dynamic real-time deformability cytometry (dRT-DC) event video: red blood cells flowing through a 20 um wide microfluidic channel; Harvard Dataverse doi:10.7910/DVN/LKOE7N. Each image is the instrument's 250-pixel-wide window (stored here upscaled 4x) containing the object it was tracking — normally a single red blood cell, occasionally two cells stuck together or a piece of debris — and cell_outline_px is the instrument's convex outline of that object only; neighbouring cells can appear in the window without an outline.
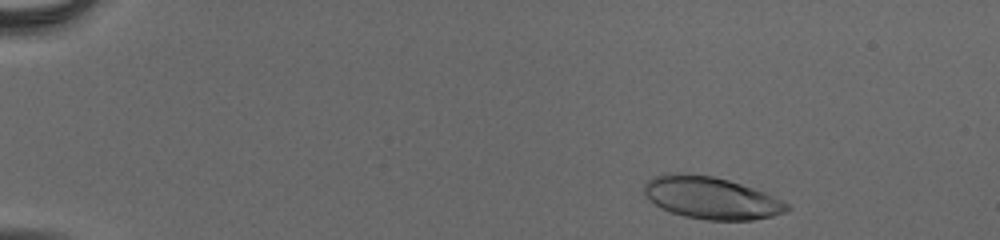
{"species": "human", "species_latin": "Homo sapiens", "temperature_condition": "cold", "stored_images_in_passage": 50, "camera_frame_rate_fps": 3000, "um_per_image_px": 0.085, "donor": {"sex": "male"}, "frame": {"image": 1, "passage_image": 3, "time_ms": 0.667, "image_size_px": [1000, 240], "cell_outline_px": [[792, 208], [788, 212], [772, 216], [752, 220], [704, 220], [684, 216], [660, 208], [648, 200], [644, 196], [644, 184], [652, 176], [668, 172], [680, 172], [712, 176], [728, 180], [764, 192], [788, 204]], "centroid_in_image_um": [60.4, 16.82], "position_along_channel_um": 24.6, "area_um2": 35.37}}
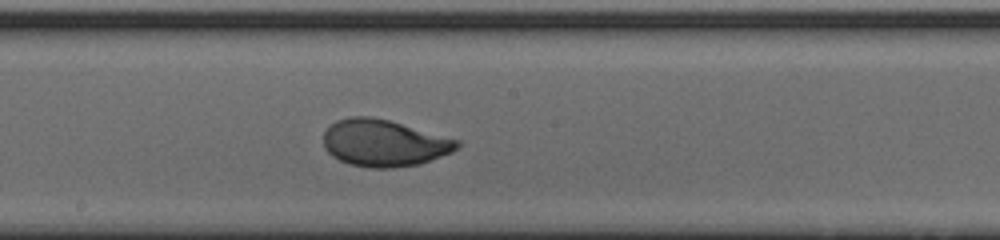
{"frame": {"image": 2, "passage_image": 27, "time_ms": 8.667, "image_size_px": [1000, 240], "cell_outline_px": [[460, 144], [452, 152], [420, 164], [392, 168], [368, 168], [348, 164], [332, 156], [324, 148], [324, 132], [336, 120], [348, 116], [372, 116], [388, 120], [460, 140]], "centroid_in_image_um": [32.62, 12.16], "position_along_channel_um": 215.6, "area_um2": 36.53}}
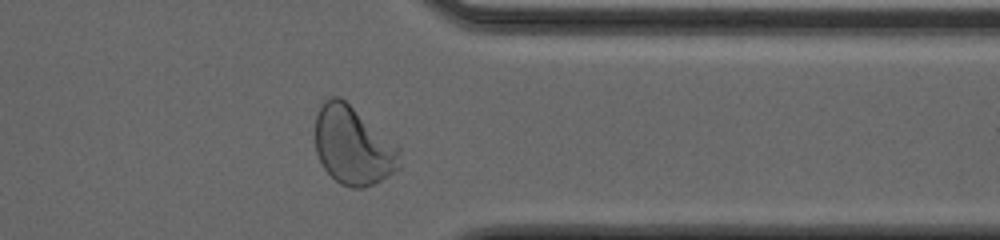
{"frame": {"image": 3, "passage_image": 40, "time_ms": 13.0, "image_size_px": [1000, 240], "cell_outline_px": [[400, 168], [388, 176], [364, 188], [352, 188], [340, 184], [324, 168], [316, 152], [316, 112], [320, 104], [324, 100], [332, 96], [340, 96], [400, 144]], "centroid_in_image_um": [30.05, 12.35], "position_along_channel_um": 381.4, "area_um2": 39.19}, "authors_computed_cell_mechanics": {"area_um2": 36.1539, "velocity_mm_per_s": 3.8866, "shape_relaxation_time_tau1_ms": 3.8794, "shape_relaxation_time_tau2_ms": null, "deformation_change_tau1": 0.1751, "deformation_change_tau2": null}}